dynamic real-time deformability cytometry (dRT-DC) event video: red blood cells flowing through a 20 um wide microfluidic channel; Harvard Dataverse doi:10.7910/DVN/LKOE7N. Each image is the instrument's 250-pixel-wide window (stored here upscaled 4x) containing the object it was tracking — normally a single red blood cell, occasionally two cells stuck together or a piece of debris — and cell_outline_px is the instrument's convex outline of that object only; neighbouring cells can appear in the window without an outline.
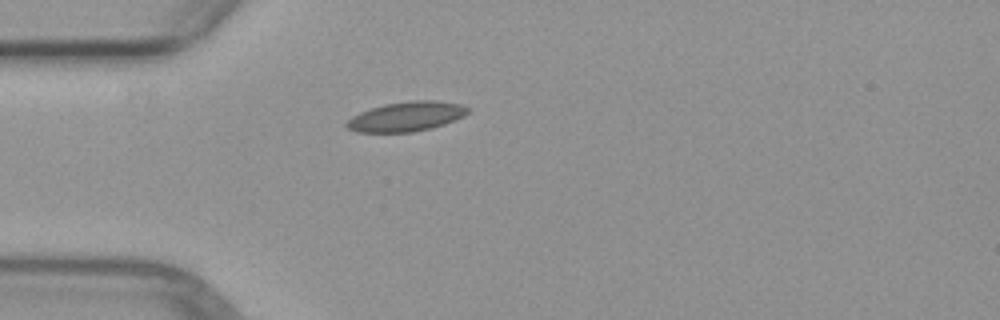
{"species": "common noctule bat (a hibernating species)", "species_latin": "Nyctalus noctula", "temperature_condition": "warm", "stored_images_in_passage": 2, "camera_frame_rate_fps": 3000, "um_per_image_px": 0.085, "animal": {"sex": "female", "body_mass_g": 29.2, "forearm_length_mm": 56.3}, "frame": {"image": 1, "passage_image": 2, "time_ms": 2.0, "image_size_px": [1000, 320], "cell_outline_px": [[468, 112], [464, 116], [456, 120], [432, 128], [412, 132], [356, 132], [348, 128], [344, 124], [352, 116], [360, 112], [384, 104], [412, 100], [436, 100], [460, 104], [468, 108]], "centroid_in_image_um": [34.54, 9.9], "position_along_channel_um": 50.5, "area_um2": 20.92}}